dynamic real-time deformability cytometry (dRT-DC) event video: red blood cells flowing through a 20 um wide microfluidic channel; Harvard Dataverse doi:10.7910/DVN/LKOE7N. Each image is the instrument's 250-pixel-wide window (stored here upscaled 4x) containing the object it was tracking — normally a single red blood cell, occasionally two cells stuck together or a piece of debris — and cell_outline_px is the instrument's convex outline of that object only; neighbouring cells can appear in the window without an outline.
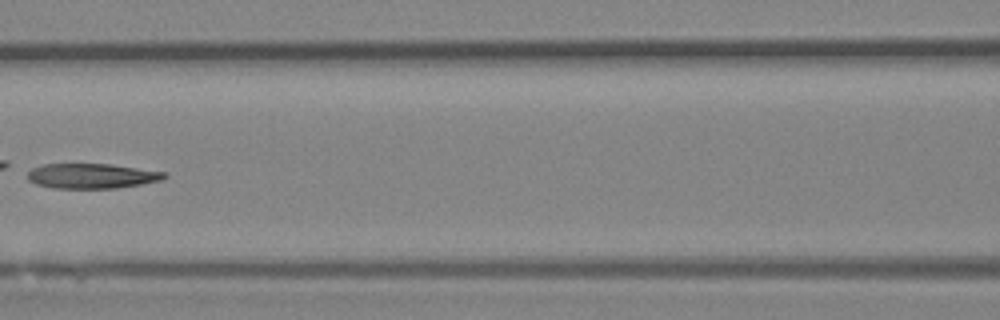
{"species": "Egyptian fruit bat (a non-hibernating species)", "species_latin": "Rousettus aegyptiacus", "temperature_condition": "room temperature", "stored_images_in_passage": 9, "camera_frame_rate_fps": 3000, "um_per_image_px": 0.085, "animal": {"sex": "female"}, "frame": {"image": 1, "passage_image": 7, "time_ms": 2.0, "image_size_px": [1000, 320], "cell_outline_px": [[168, 176], [164, 180], [116, 188], [52, 188], [36, 184], [28, 180], [28, 172], [32, 168], [44, 164], [112, 164], [168, 172]], "centroid_in_image_um": [7.85, 14.95], "position_along_channel_um": 158.8, "area_um2": 20.06}}
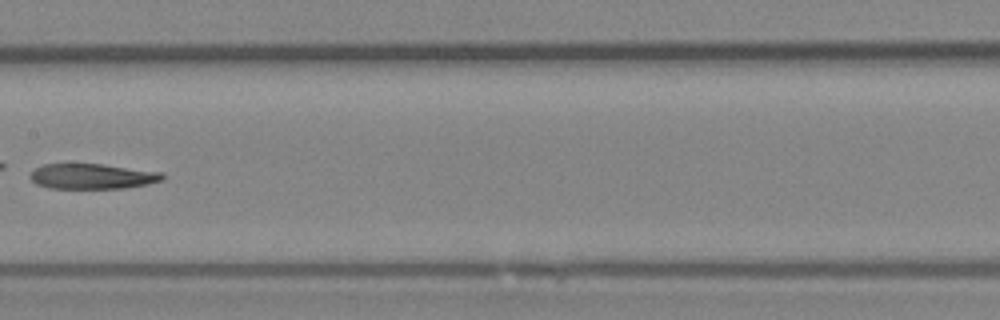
{"frame": {"image": 2, "passage_image": 8, "time_ms": 2.333, "image_size_px": [1000, 320], "cell_outline_px": [[164, 180], [148, 184], [124, 188], [48, 188], [36, 184], [28, 176], [36, 168], [44, 164], [100, 164], [164, 172]], "centroid_in_image_um": [7.86, 14.99], "position_along_channel_um": 199.5, "area_um2": 19.48}}
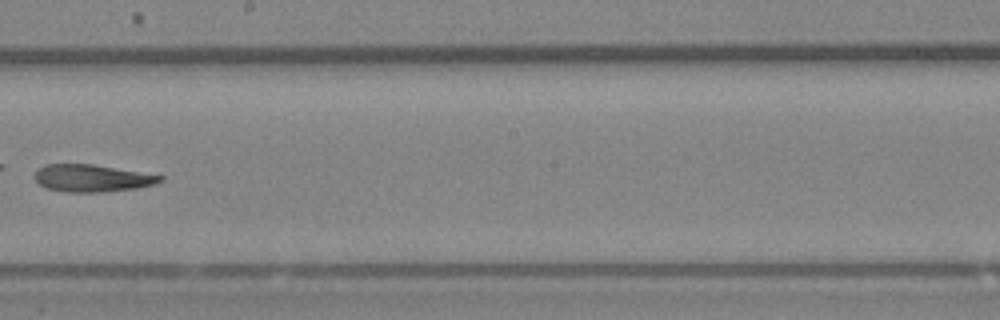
{"frame": {"image": 3, "passage_image": 9, "time_ms": 2.667, "image_size_px": [1000, 320], "cell_outline_px": [[164, 180], [156, 184], [136, 188], [104, 192], [64, 192], [48, 188], [40, 184], [32, 176], [44, 164], [92, 164], [164, 176]], "centroid_in_image_um": [7.83, 15.15], "position_along_channel_um": 240.4, "area_um2": 19.88}}